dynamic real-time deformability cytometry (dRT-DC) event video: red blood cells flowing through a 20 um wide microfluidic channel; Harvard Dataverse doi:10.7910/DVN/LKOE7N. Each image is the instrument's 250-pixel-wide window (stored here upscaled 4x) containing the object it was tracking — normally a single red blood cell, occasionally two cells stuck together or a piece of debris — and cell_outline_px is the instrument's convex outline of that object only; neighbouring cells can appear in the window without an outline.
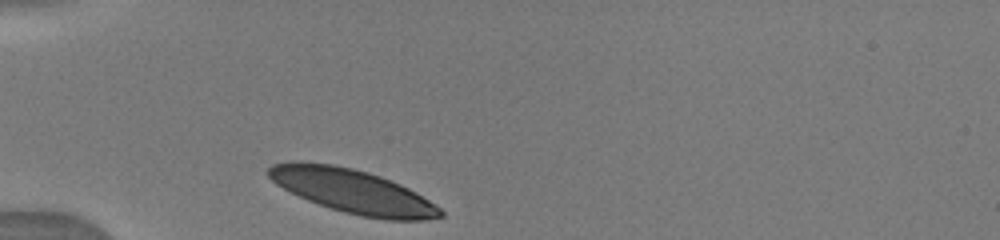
{"species": "human", "species_latin": "Homo sapiens", "temperature_condition": "warm", "stored_images_in_passage": 27, "camera_frame_rate_fps": 3000, "um_per_image_px": 0.085, "donor": {"sex": "male"}, "frame": {"image": 1, "passage_image": 1, "time_ms": 0.0, "image_size_px": [1000, 240], "cell_outline_px": [[444, 216], [420, 220], [388, 220], [360, 216], [344, 212], [308, 200], [276, 184], [268, 176], [268, 168], [272, 164], [292, 160], [300, 160], [332, 164], [352, 168], [368, 172], [380, 176], [400, 184], [416, 192], [436, 204], [444, 212]], "centroid_in_image_um": [29.98, 16.24], "position_along_channel_um": 55.0, "area_um2": 43.87}}
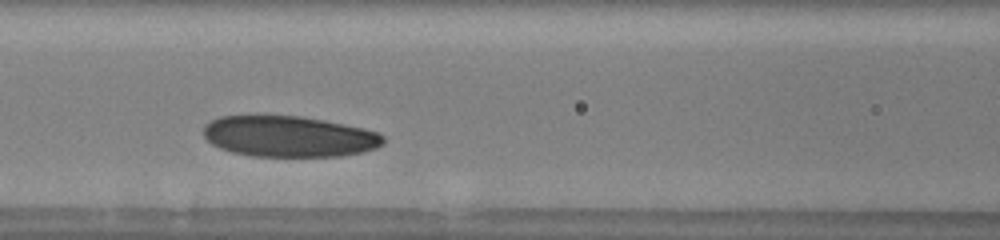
{"frame": {"image": 2, "passage_image": 8, "time_ms": 2.667, "image_size_px": [1000, 240], "cell_outline_px": [[384, 144], [376, 148], [364, 152], [340, 156], [252, 156], [232, 152], [220, 148], [212, 144], [204, 136], [204, 124], [220, 116], [300, 116], [324, 120], [380, 132], [384, 136]], "centroid_in_image_um": [24.58, 11.6], "position_along_channel_um": 142.0, "area_um2": 42.89}}
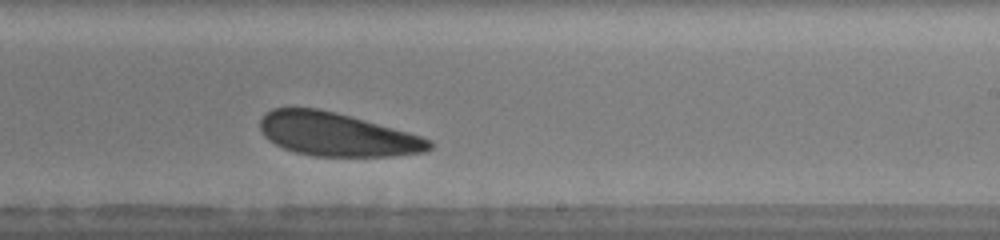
{"frame": {"image": 3, "passage_image": 16, "time_ms": 5.667, "image_size_px": [1000, 240], "cell_outline_px": [[432, 148], [424, 152], [392, 156], [312, 156], [296, 152], [284, 148], [268, 140], [260, 132], [260, 120], [272, 108], [320, 108], [352, 116], [408, 132], [432, 140]], "centroid_in_image_um": [28.63, 11.42], "position_along_channel_um": 260.4, "area_um2": 42.77}}